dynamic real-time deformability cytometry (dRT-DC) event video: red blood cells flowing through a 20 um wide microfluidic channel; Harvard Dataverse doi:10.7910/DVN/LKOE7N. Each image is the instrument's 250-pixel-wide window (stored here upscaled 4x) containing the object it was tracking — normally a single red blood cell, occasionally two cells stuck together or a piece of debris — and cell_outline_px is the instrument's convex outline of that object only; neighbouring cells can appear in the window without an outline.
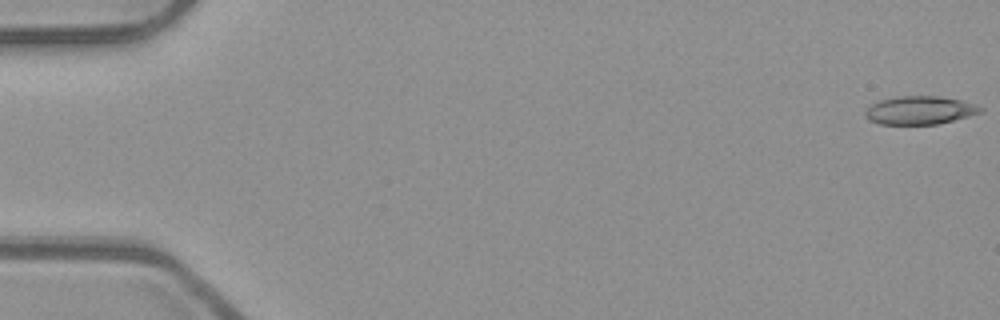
{"species": "common noctule bat (a hibernating species)", "species_latin": "Nyctalus noctula", "temperature_condition": "room temperature", "stored_images_in_passage": 50, "camera_frame_rate_fps": 3000, "um_per_image_px": 0.085, "animal": {"sex": "male", "body_mass_g": 23.1, "forearm_length_mm": 52.7}, "frame": {"image": 1, "passage_image": 1, "time_ms": 0.0, "image_size_px": [1000, 320], "cell_outline_px": [[984, 108], [980, 112], [968, 116], [936, 124], [880, 124], [868, 120], [864, 116], [864, 112], [872, 104], [880, 100], [896, 96], [940, 96], [960, 100]], "centroid_in_image_um": [78.12, 9.37], "position_along_channel_um": 6.9, "area_um2": 18.79}}
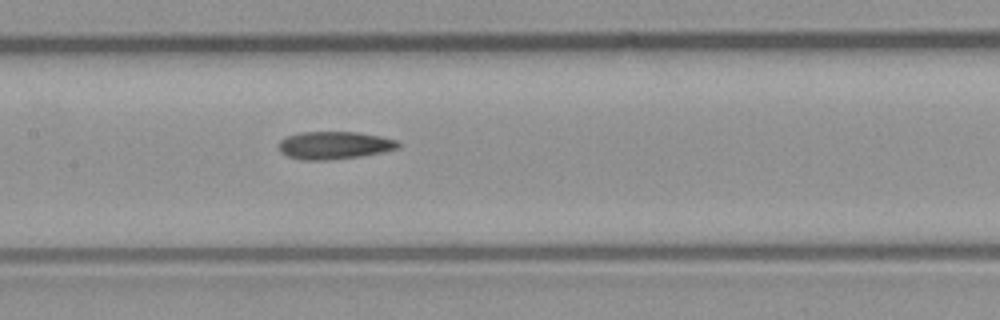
{"frame": {"image": 2, "passage_image": 26, "time_ms": 8.333, "image_size_px": [1000, 320], "cell_outline_px": [[400, 148], [360, 156], [328, 160], [300, 160], [288, 156], [280, 152], [280, 140], [288, 136], [300, 132], [356, 132], [380, 136], [396, 140], [400, 144]], "centroid_in_image_um": [28.41, 12.35], "position_along_channel_um": 179.0, "area_um2": 19.13}}
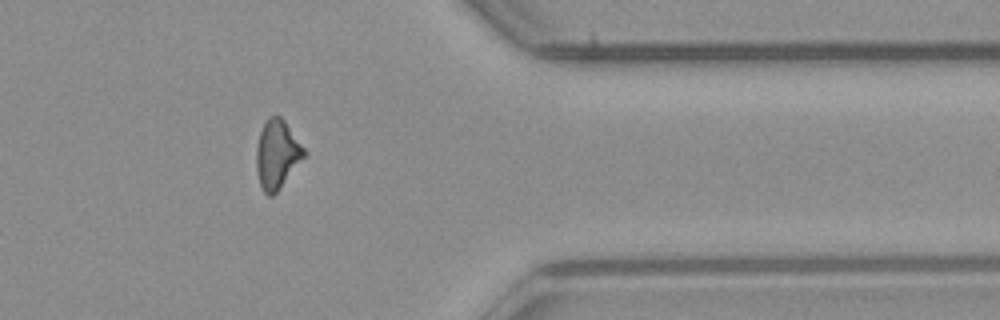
{"frame": {"image": 3, "passage_image": 43, "time_ms": 14.0, "image_size_px": [1000, 320], "cell_outline_px": [[304, 156], [276, 192], [272, 196], [268, 196], [264, 192], [260, 184], [256, 172], [256, 148], [260, 132], [264, 120], [268, 116], [276, 112], [284, 120], [304, 148]], "centroid_in_image_um": [23.5, 13.06], "position_along_channel_um": 387.9, "area_um2": 18.9}}